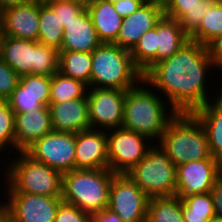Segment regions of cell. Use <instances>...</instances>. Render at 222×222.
<instances>
[{"mask_svg": "<svg viewBox=\"0 0 222 222\" xmlns=\"http://www.w3.org/2000/svg\"><path fill=\"white\" fill-rule=\"evenodd\" d=\"M209 66L214 67L208 47L189 40L171 57L152 65L143 80L146 86L164 93L171 111L193 113L213 100L206 92Z\"/></svg>", "mask_w": 222, "mask_h": 222, "instance_id": "6da1fadb", "label": "cell"}, {"mask_svg": "<svg viewBox=\"0 0 222 222\" xmlns=\"http://www.w3.org/2000/svg\"><path fill=\"white\" fill-rule=\"evenodd\" d=\"M141 85L126 91L122 128L144 135L150 141L157 137L159 141L176 112L167 113L164 100L153 89L144 87V80Z\"/></svg>", "mask_w": 222, "mask_h": 222, "instance_id": "7a4b0ae2", "label": "cell"}, {"mask_svg": "<svg viewBox=\"0 0 222 222\" xmlns=\"http://www.w3.org/2000/svg\"><path fill=\"white\" fill-rule=\"evenodd\" d=\"M158 142L176 167L190 161L215 159L206 132L193 113H176Z\"/></svg>", "mask_w": 222, "mask_h": 222, "instance_id": "3957f363", "label": "cell"}, {"mask_svg": "<svg viewBox=\"0 0 222 222\" xmlns=\"http://www.w3.org/2000/svg\"><path fill=\"white\" fill-rule=\"evenodd\" d=\"M143 74L134 65L130 50L101 43L92 51L90 87L129 90L141 84Z\"/></svg>", "mask_w": 222, "mask_h": 222, "instance_id": "277c9868", "label": "cell"}, {"mask_svg": "<svg viewBox=\"0 0 222 222\" xmlns=\"http://www.w3.org/2000/svg\"><path fill=\"white\" fill-rule=\"evenodd\" d=\"M115 175L109 168L73 169L63 174L62 200L89 215L108 207L109 189Z\"/></svg>", "mask_w": 222, "mask_h": 222, "instance_id": "5b68a950", "label": "cell"}, {"mask_svg": "<svg viewBox=\"0 0 222 222\" xmlns=\"http://www.w3.org/2000/svg\"><path fill=\"white\" fill-rule=\"evenodd\" d=\"M0 58L20 77L29 74L52 76L59 71V50L38 41L3 35Z\"/></svg>", "mask_w": 222, "mask_h": 222, "instance_id": "8992f818", "label": "cell"}, {"mask_svg": "<svg viewBox=\"0 0 222 222\" xmlns=\"http://www.w3.org/2000/svg\"><path fill=\"white\" fill-rule=\"evenodd\" d=\"M6 167L5 172L9 184V192H24L41 196H62L63 174L59 171L36 161L25 151H19Z\"/></svg>", "mask_w": 222, "mask_h": 222, "instance_id": "52a82bcc", "label": "cell"}, {"mask_svg": "<svg viewBox=\"0 0 222 222\" xmlns=\"http://www.w3.org/2000/svg\"><path fill=\"white\" fill-rule=\"evenodd\" d=\"M154 145L150 146L147 155L126 174L149 198L175 196L176 166L160 145Z\"/></svg>", "mask_w": 222, "mask_h": 222, "instance_id": "ba28073f", "label": "cell"}, {"mask_svg": "<svg viewBox=\"0 0 222 222\" xmlns=\"http://www.w3.org/2000/svg\"><path fill=\"white\" fill-rule=\"evenodd\" d=\"M76 134L52 130L25 152L36 161L64 174L75 169Z\"/></svg>", "mask_w": 222, "mask_h": 222, "instance_id": "9c48e42d", "label": "cell"}, {"mask_svg": "<svg viewBox=\"0 0 222 222\" xmlns=\"http://www.w3.org/2000/svg\"><path fill=\"white\" fill-rule=\"evenodd\" d=\"M108 131V168L115 174H126L147 155L150 139L122 127Z\"/></svg>", "mask_w": 222, "mask_h": 222, "instance_id": "30bf717a", "label": "cell"}, {"mask_svg": "<svg viewBox=\"0 0 222 222\" xmlns=\"http://www.w3.org/2000/svg\"><path fill=\"white\" fill-rule=\"evenodd\" d=\"M148 202L149 197L127 174L113 176L107 209L123 222H146Z\"/></svg>", "mask_w": 222, "mask_h": 222, "instance_id": "8fae6325", "label": "cell"}, {"mask_svg": "<svg viewBox=\"0 0 222 222\" xmlns=\"http://www.w3.org/2000/svg\"><path fill=\"white\" fill-rule=\"evenodd\" d=\"M90 128L111 130L122 127L126 91L121 89H87Z\"/></svg>", "mask_w": 222, "mask_h": 222, "instance_id": "7c38bea8", "label": "cell"}, {"mask_svg": "<svg viewBox=\"0 0 222 222\" xmlns=\"http://www.w3.org/2000/svg\"><path fill=\"white\" fill-rule=\"evenodd\" d=\"M9 201L2 203L12 222H54L62 196H41L24 192H8Z\"/></svg>", "mask_w": 222, "mask_h": 222, "instance_id": "4fadbf2b", "label": "cell"}, {"mask_svg": "<svg viewBox=\"0 0 222 222\" xmlns=\"http://www.w3.org/2000/svg\"><path fill=\"white\" fill-rule=\"evenodd\" d=\"M222 175V163L217 159L190 161L176 167V194L180 198L211 191Z\"/></svg>", "mask_w": 222, "mask_h": 222, "instance_id": "5bb4252c", "label": "cell"}, {"mask_svg": "<svg viewBox=\"0 0 222 222\" xmlns=\"http://www.w3.org/2000/svg\"><path fill=\"white\" fill-rule=\"evenodd\" d=\"M44 0L14 5L0 11L2 35L30 41H38L39 5Z\"/></svg>", "mask_w": 222, "mask_h": 222, "instance_id": "9a60e30c", "label": "cell"}, {"mask_svg": "<svg viewBox=\"0 0 222 222\" xmlns=\"http://www.w3.org/2000/svg\"><path fill=\"white\" fill-rule=\"evenodd\" d=\"M51 76L29 74L20 77L7 99L14 113H25L49 106Z\"/></svg>", "mask_w": 222, "mask_h": 222, "instance_id": "2e32d148", "label": "cell"}, {"mask_svg": "<svg viewBox=\"0 0 222 222\" xmlns=\"http://www.w3.org/2000/svg\"><path fill=\"white\" fill-rule=\"evenodd\" d=\"M164 16V9L150 2L143 3L135 12L122 19L114 44L131 50L147 31L156 27Z\"/></svg>", "mask_w": 222, "mask_h": 222, "instance_id": "e0dca14e", "label": "cell"}, {"mask_svg": "<svg viewBox=\"0 0 222 222\" xmlns=\"http://www.w3.org/2000/svg\"><path fill=\"white\" fill-rule=\"evenodd\" d=\"M108 168L107 132L89 129L76 133L75 169Z\"/></svg>", "mask_w": 222, "mask_h": 222, "instance_id": "ac0fdd59", "label": "cell"}, {"mask_svg": "<svg viewBox=\"0 0 222 222\" xmlns=\"http://www.w3.org/2000/svg\"><path fill=\"white\" fill-rule=\"evenodd\" d=\"M52 129L77 133L90 128L87 94L83 98L49 103Z\"/></svg>", "mask_w": 222, "mask_h": 222, "instance_id": "d6986e66", "label": "cell"}, {"mask_svg": "<svg viewBox=\"0 0 222 222\" xmlns=\"http://www.w3.org/2000/svg\"><path fill=\"white\" fill-rule=\"evenodd\" d=\"M15 149L25 151L52 129L49 106L25 113H15Z\"/></svg>", "mask_w": 222, "mask_h": 222, "instance_id": "ffe728a7", "label": "cell"}, {"mask_svg": "<svg viewBox=\"0 0 222 222\" xmlns=\"http://www.w3.org/2000/svg\"><path fill=\"white\" fill-rule=\"evenodd\" d=\"M101 44L92 19L85 9L78 17L67 24L63 31L59 51L92 52Z\"/></svg>", "mask_w": 222, "mask_h": 222, "instance_id": "44dd1931", "label": "cell"}, {"mask_svg": "<svg viewBox=\"0 0 222 222\" xmlns=\"http://www.w3.org/2000/svg\"><path fill=\"white\" fill-rule=\"evenodd\" d=\"M214 103L208 102L193 114L202 124L213 158L222 163V97L213 98Z\"/></svg>", "mask_w": 222, "mask_h": 222, "instance_id": "7402d4cb", "label": "cell"}, {"mask_svg": "<svg viewBox=\"0 0 222 222\" xmlns=\"http://www.w3.org/2000/svg\"><path fill=\"white\" fill-rule=\"evenodd\" d=\"M216 0H172L164 9V15L179 21L190 37L201 24L204 14Z\"/></svg>", "mask_w": 222, "mask_h": 222, "instance_id": "603a6c76", "label": "cell"}, {"mask_svg": "<svg viewBox=\"0 0 222 222\" xmlns=\"http://www.w3.org/2000/svg\"><path fill=\"white\" fill-rule=\"evenodd\" d=\"M87 11L101 43H115L122 25V17L110 0H95Z\"/></svg>", "mask_w": 222, "mask_h": 222, "instance_id": "cb8c5ba5", "label": "cell"}, {"mask_svg": "<svg viewBox=\"0 0 222 222\" xmlns=\"http://www.w3.org/2000/svg\"><path fill=\"white\" fill-rule=\"evenodd\" d=\"M189 40L179 21L164 15L157 23V62L171 57Z\"/></svg>", "mask_w": 222, "mask_h": 222, "instance_id": "d4e9b609", "label": "cell"}, {"mask_svg": "<svg viewBox=\"0 0 222 222\" xmlns=\"http://www.w3.org/2000/svg\"><path fill=\"white\" fill-rule=\"evenodd\" d=\"M92 52L59 51V71L62 75L82 81L90 88Z\"/></svg>", "mask_w": 222, "mask_h": 222, "instance_id": "484cf974", "label": "cell"}, {"mask_svg": "<svg viewBox=\"0 0 222 222\" xmlns=\"http://www.w3.org/2000/svg\"><path fill=\"white\" fill-rule=\"evenodd\" d=\"M64 27L59 21L53 9L43 1L39 5V33L38 42L57 48H61Z\"/></svg>", "mask_w": 222, "mask_h": 222, "instance_id": "4316f807", "label": "cell"}, {"mask_svg": "<svg viewBox=\"0 0 222 222\" xmlns=\"http://www.w3.org/2000/svg\"><path fill=\"white\" fill-rule=\"evenodd\" d=\"M146 222H184L178 196L149 198Z\"/></svg>", "mask_w": 222, "mask_h": 222, "instance_id": "83f0119b", "label": "cell"}, {"mask_svg": "<svg viewBox=\"0 0 222 222\" xmlns=\"http://www.w3.org/2000/svg\"><path fill=\"white\" fill-rule=\"evenodd\" d=\"M182 199V215L184 222H210L215 215L210 192L192 194Z\"/></svg>", "mask_w": 222, "mask_h": 222, "instance_id": "f1b7e54d", "label": "cell"}, {"mask_svg": "<svg viewBox=\"0 0 222 222\" xmlns=\"http://www.w3.org/2000/svg\"><path fill=\"white\" fill-rule=\"evenodd\" d=\"M88 86L82 81L66 77L60 72L51 76V89L49 103H59L72 99L83 98Z\"/></svg>", "mask_w": 222, "mask_h": 222, "instance_id": "f546056e", "label": "cell"}, {"mask_svg": "<svg viewBox=\"0 0 222 222\" xmlns=\"http://www.w3.org/2000/svg\"><path fill=\"white\" fill-rule=\"evenodd\" d=\"M157 25L147 31L130 50L134 65L144 74L157 63Z\"/></svg>", "mask_w": 222, "mask_h": 222, "instance_id": "4dcf8cb0", "label": "cell"}, {"mask_svg": "<svg viewBox=\"0 0 222 222\" xmlns=\"http://www.w3.org/2000/svg\"><path fill=\"white\" fill-rule=\"evenodd\" d=\"M221 34L222 6L215 1L204 14L199 28L189 37V39L207 46Z\"/></svg>", "mask_w": 222, "mask_h": 222, "instance_id": "1f68e13d", "label": "cell"}, {"mask_svg": "<svg viewBox=\"0 0 222 222\" xmlns=\"http://www.w3.org/2000/svg\"><path fill=\"white\" fill-rule=\"evenodd\" d=\"M15 113L5 99H0V152L10 146L15 149ZM7 145V146H6Z\"/></svg>", "mask_w": 222, "mask_h": 222, "instance_id": "d6a6232c", "label": "cell"}, {"mask_svg": "<svg viewBox=\"0 0 222 222\" xmlns=\"http://www.w3.org/2000/svg\"><path fill=\"white\" fill-rule=\"evenodd\" d=\"M44 1L53 9L64 28L86 9L83 6L69 0Z\"/></svg>", "mask_w": 222, "mask_h": 222, "instance_id": "836d02e7", "label": "cell"}, {"mask_svg": "<svg viewBox=\"0 0 222 222\" xmlns=\"http://www.w3.org/2000/svg\"><path fill=\"white\" fill-rule=\"evenodd\" d=\"M20 76L0 58V99L7 100L17 87Z\"/></svg>", "mask_w": 222, "mask_h": 222, "instance_id": "e575fe53", "label": "cell"}, {"mask_svg": "<svg viewBox=\"0 0 222 222\" xmlns=\"http://www.w3.org/2000/svg\"><path fill=\"white\" fill-rule=\"evenodd\" d=\"M90 215L77 206L62 202L56 212L54 222H89Z\"/></svg>", "mask_w": 222, "mask_h": 222, "instance_id": "d590c367", "label": "cell"}, {"mask_svg": "<svg viewBox=\"0 0 222 222\" xmlns=\"http://www.w3.org/2000/svg\"><path fill=\"white\" fill-rule=\"evenodd\" d=\"M143 3L142 0H117L113 2V5L117 13L122 18H126L135 12Z\"/></svg>", "mask_w": 222, "mask_h": 222, "instance_id": "8d00e7d4", "label": "cell"}, {"mask_svg": "<svg viewBox=\"0 0 222 222\" xmlns=\"http://www.w3.org/2000/svg\"><path fill=\"white\" fill-rule=\"evenodd\" d=\"M207 47L214 66L222 68V34L211 41Z\"/></svg>", "mask_w": 222, "mask_h": 222, "instance_id": "74e56055", "label": "cell"}, {"mask_svg": "<svg viewBox=\"0 0 222 222\" xmlns=\"http://www.w3.org/2000/svg\"><path fill=\"white\" fill-rule=\"evenodd\" d=\"M210 194L212 196L215 214L222 217V175L214 183Z\"/></svg>", "mask_w": 222, "mask_h": 222, "instance_id": "f35d334b", "label": "cell"}, {"mask_svg": "<svg viewBox=\"0 0 222 222\" xmlns=\"http://www.w3.org/2000/svg\"><path fill=\"white\" fill-rule=\"evenodd\" d=\"M89 222H123V221L116 213L106 208L101 212L91 214Z\"/></svg>", "mask_w": 222, "mask_h": 222, "instance_id": "ab89813d", "label": "cell"}, {"mask_svg": "<svg viewBox=\"0 0 222 222\" xmlns=\"http://www.w3.org/2000/svg\"><path fill=\"white\" fill-rule=\"evenodd\" d=\"M33 0H0V11L14 5L29 3Z\"/></svg>", "mask_w": 222, "mask_h": 222, "instance_id": "60d3db41", "label": "cell"}, {"mask_svg": "<svg viewBox=\"0 0 222 222\" xmlns=\"http://www.w3.org/2000/svg\"><path fill=\"white\" fill-rule=\"evenodd\" d=\"M0 222H12L3 204H0Z\"/></svg>", "mask_w": 222, "mask_h": 222, "instance_id": "b9f144b4", "label": "cell"}, {"mask_svg": "<svg viewBox=\"0 0 222 222\" xmlns=\"http://www.w3.org/2000/svg\"><path fill=\"white\" fill-rule=\"evenodd\" d=\"M172 0H148V2L153 3L163 9H165Z\"/></svg>", "mask_w": 222, "mask_h": 222, "instance_id": "7bdbcfd3", "label": "cell"}, {"mask_svg": "<svg viewBox=\"0 0 222 222\" xmlns=\"http://www.w3.org/2000/svg\"><path fill=\"white\" fill-rule=\"evenodd\" d=\"M72 1L76 4H79L81 6H83L84 8H87L88 6H90L95 0H69Z\"/></svg>", "mask_w": 222, "mask_h": 222, "instance_id": "ee69618b", "label": "cell"}, {"mask_svg": "<svg viewBox=\"0 0 222 222\" xmlns=\"http://www.w3.org/2000/svg\"><path fill=\"white\" fill-rule=\"evenodd\" d=\"M210 222H222V217L215 214Z\"/></svg>", "mask_w": 222, "mask_h": 222, "instance_id": "f6af8a7d", "label": "cell"}, {"mask_svg": "<svg viewBox=\"0 0 222 222\" xmlns=\"http://www.w3.org/2000/svg\"><path fill=\"white\" fill-rule=\"evenodd\" d=\"M216 2H217L220 6H222V0H216Z\"/></svg>", "mask_w": 222, "mask_h": 222, "instance_id": "bcb514c9", "label": "cell"}, {"mask_svg": "<svg viewBox=\"0 0 222 222\" xmlns=\"http://www.w3.org/2000/svg\"><path fill=\"white\" fill-rule=\"evenodd\" d=\"M2 32L0 31V49H1V39H2Z\"/></svg>", "mask_w": 222, "mask_h": 222, "instance_id": "7dc6e473", "label": "cell"}]
</instances>
